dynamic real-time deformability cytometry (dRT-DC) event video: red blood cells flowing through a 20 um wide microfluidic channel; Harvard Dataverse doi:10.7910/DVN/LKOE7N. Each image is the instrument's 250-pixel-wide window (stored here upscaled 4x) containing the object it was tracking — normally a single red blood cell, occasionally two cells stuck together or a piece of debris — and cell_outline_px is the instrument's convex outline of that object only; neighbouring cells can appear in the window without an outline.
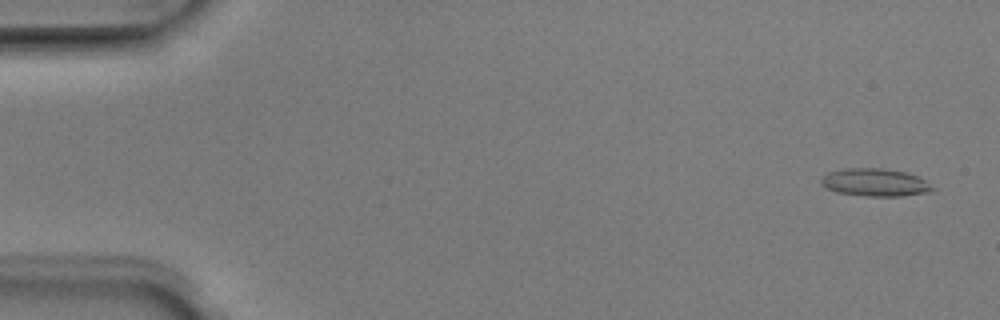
{"species": "Egyptian fruit bat (a non-hibernating species)", "species_latin": "Rousettus aegyptiacus", "temperature_condition": "room temperature", "stored_images_in_passage": 50, "camera_frame_rate_fps": 3000, "um_per_image_px": 0.085, "animal": {"sex": "male"}, "frame": {"image": 1, "passage_image": 2, "time_ms": 0.333, "image_size_px": [1000, 320], "cell_outline_px": [[936, 188], [932, 192], [904, 196], [868, 196], [836, 192], [824, 188], [820, 184], [820, 180], [828, 172], [844, 168], [884, 168], [908, 172], [924, 180]], "centroid_in_image_um": [74.38, 15.51], "position_along_channel_um": 10.6, "area_um2": 18.26}}
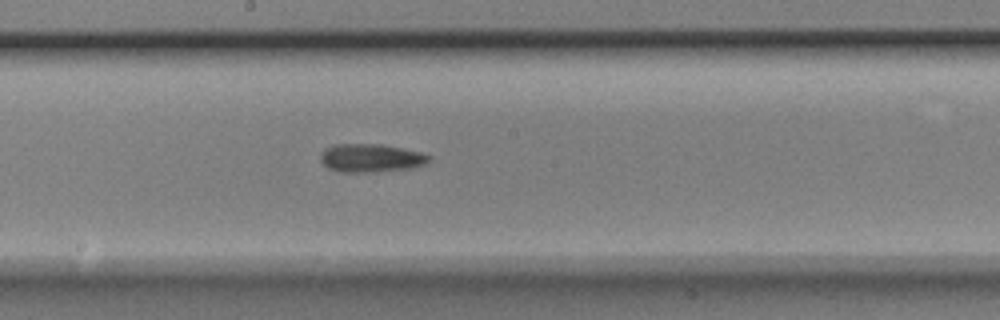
{"frame": {"image": 2, "passage_image": 27, "time_ms": 8.667, "image_size_px": [1000, 320], "cell_outline_px": [[432, 160], [424, 164], [412, 168], [376, 172], [340, 172], [328, 168], [320, 160], [320, 152], [324, 148], [332, 144], [380, 144], [420, 152], [432, 156]], "centroid_in_image_um": [31.5, 13.43], "position_along_channel_um": 216.7, "area_um2": 18.09}}
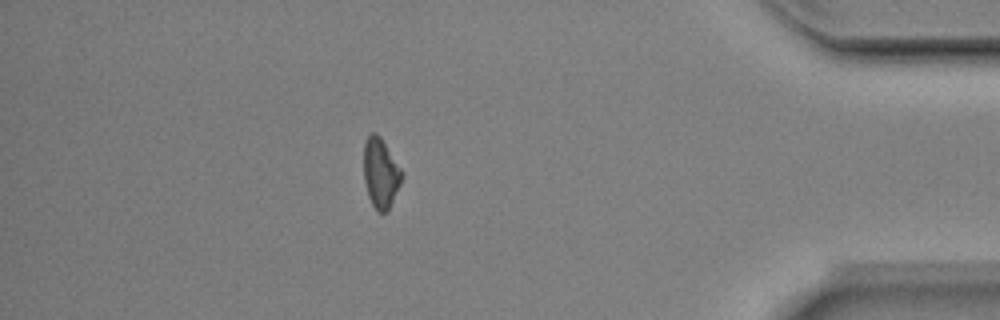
{"frame": {"image": 3, "passage_image": 44, "time_ms": 14.333, "image_size_px": [1000, 320], "cell_outline_px": [[404, 176], [388, 208], [384, 212], [376, 212], [368, 196], [364, 180], [364, 140], [368, 132], [376, 132], [380, 136], [404, 172]], "centroid_in_image_um": [32.34, 14.65], "position_along_channel_um": 402.9, "area_um2": 15.61}, "authors_computed_cell_mechanics": {"area_um2": 16.9354, "velocity_mm_per_s": 4.0184, "shape_relaxation_time_tau1_ms": 11.0242, "shape_relaxation_time_tau2_ms": null, "deformation_change_tau1": 0.177, "deformation_change_tau2": null}}